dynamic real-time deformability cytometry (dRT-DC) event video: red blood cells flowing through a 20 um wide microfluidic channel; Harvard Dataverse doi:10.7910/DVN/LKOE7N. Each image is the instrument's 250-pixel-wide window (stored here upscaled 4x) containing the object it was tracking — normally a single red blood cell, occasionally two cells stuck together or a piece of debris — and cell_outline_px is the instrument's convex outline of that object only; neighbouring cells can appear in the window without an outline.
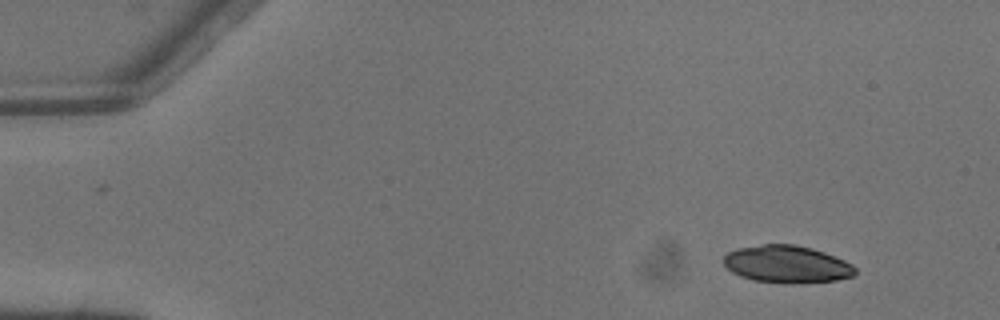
{"species": "common noctule bat (a hibernating species)", "species_latin": "Nyctalus noctula", "temperature_condition": "warm", "stored_images_in_passage": 3, "camera_frame_rate_fps": 3000, "um_per_image_px": 0.085, "animal": {"sex": "male", "body_mass_g": 13.3}, "frame": {"image": 1, "passage_image": 1, "time_ms": 0.0, "image_size_px": [1000, 320], "cell_outline_px": [[856, 276], [836, 280], [800, 284], [784, 284], [752, 280], [740, 276], [732, 272], [724, 264], [724, 256], [728, 252], [736, 248], [764, 244], [796, 244], [812, 248], [824, 252], [844, 260], [852, 264], [856, 268]], "centroid_in_image_um": [66.91, 22.47], "position_along_channel_um": 18.1, "area_um2": 29.07}}